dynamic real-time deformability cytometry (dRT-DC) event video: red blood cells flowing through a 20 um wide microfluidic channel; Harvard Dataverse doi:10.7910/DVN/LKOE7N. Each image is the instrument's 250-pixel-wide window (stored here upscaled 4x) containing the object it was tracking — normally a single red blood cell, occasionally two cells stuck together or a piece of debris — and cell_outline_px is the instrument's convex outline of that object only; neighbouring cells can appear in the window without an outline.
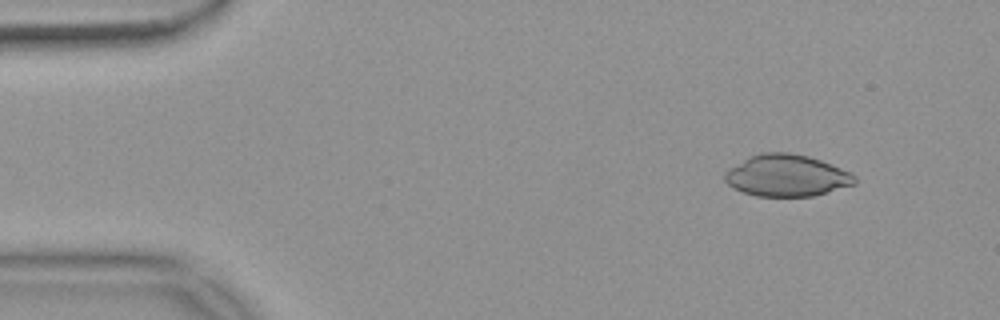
{"species": "common noctule bat (a hibernating species)", "species_latin": "Nyctalus noctula", "temperature_condition": "warm", "stored_images_in_passage": 54, "camera_frame_rate_fps": 3000, "um_per_image_px": 0.085, "animal": {"sex": "female", "body_mass_g": 18.4}, "frame": {"image": 1, "passage_image": 6, "time_ms": 1.667, "image_size_px": [1000, 320], "cell_outline_px": [[856, 184], [828, 192], [812, 196], [756, 196], [732, 188], [724, 180], [724, 176], [728, 168], [748, 156], [760, 152], [788, 152], [808, 156], [820, 160], [852, 172], [856, 176]], "centroid_in_image_um": [66.86, 14.91], "position_along_channel_um": 18.1, "area_um2": 31.85}}
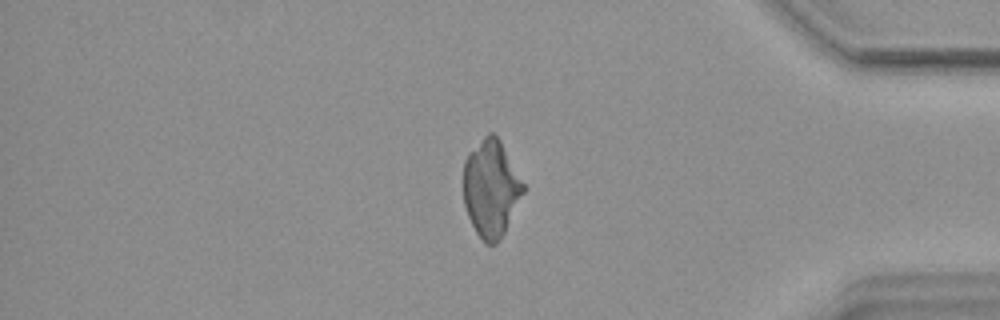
{"frame": {"image": 2, "passage_image": 46, "time_ms": 15.0, "image_size_px": [1000, 320], "cell_outline_px": [[524, 192], [504, 232], [496, 244], [484, 244], [476, 232], [468, 216], [464, 204], [464, 160], [468, 152], [488, 132], [492, 132], [500, 140], [524, 184]], "centroid_in_image_um": [41.72, 16.01], "position_along_channel_um": 393.5, "area_um2": 33.52}}
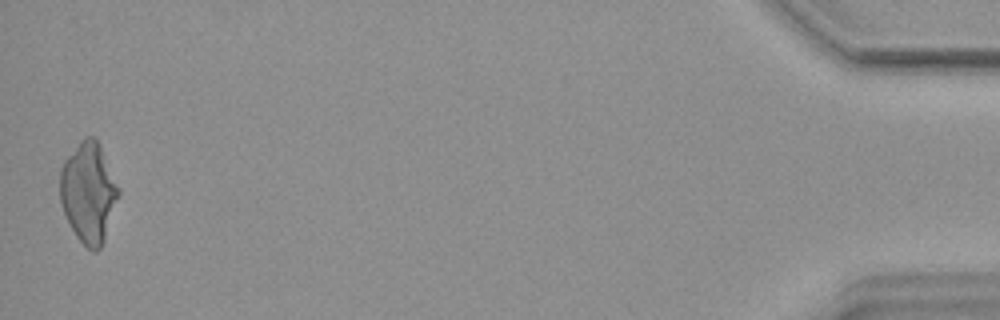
{"frame": {"image": 3, "passage_image": 54, "time_ms": 17.667, "image_size_px": [1000, 320], "cell_outline_px": [[120, 196], [104, 240], [100, 248], [96, 252], [92, 252], [76, 236], [60, 204], [60, 172], [64, 160], [80, 140], [84, 136], [92, 136], [100, 144], [120, 188]], "centroid_in_image_um": [7.54, 16.35], "position_along_channel_um": 427.7, "area_um2": 34.33}}